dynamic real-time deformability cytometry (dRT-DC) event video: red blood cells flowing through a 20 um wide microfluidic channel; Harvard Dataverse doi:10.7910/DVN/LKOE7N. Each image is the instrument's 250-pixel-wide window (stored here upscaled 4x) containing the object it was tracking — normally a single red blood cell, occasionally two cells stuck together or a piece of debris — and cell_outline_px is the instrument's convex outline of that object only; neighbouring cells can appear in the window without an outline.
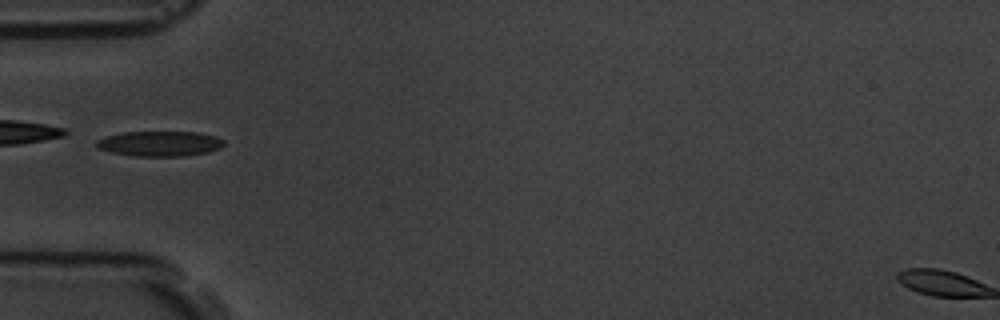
{"species": "common noctule bat (a hibernating species)", "species_latin": "Nyctalus noctula", "temperature_condition": "room temperature", "stored_images_in_passage": 39, "camera_frame_rate_fps": 3000, "um_per_image_px": 0.085, "animal": {"sex": "male", "body_mass_g": 19.5, "forearm_length_mm": 54.6}, "frame": {"image": 1, "passage_image": 1, "time_ms": 0.0, "image_size_px": [1000, 320], "cell_outline_px": [[224, 144], [220, 148], [208, 152], [184, 156], [132, 156], [112, 152], [96, 148], [96, 140], [108, 136], [124, 132], [196, 132], [212, 136], [224, 140]], "centroid_in_image_um": [13.56, 12.22], "position_along_channel_um": 71.4, "area_um2": 18.55}, "authors_computed_cell_mechanics": {"area_um2": 18.6694, "velocity_mm_per_s": 3.5429, "shape_relaxation_time_tau1_ms": 4.4474, "shape_relaxation_time_tau2_ms": 2.6576, "deformation_change_tau1": 0.143, "deformation_change_tau2": 0.1003}}